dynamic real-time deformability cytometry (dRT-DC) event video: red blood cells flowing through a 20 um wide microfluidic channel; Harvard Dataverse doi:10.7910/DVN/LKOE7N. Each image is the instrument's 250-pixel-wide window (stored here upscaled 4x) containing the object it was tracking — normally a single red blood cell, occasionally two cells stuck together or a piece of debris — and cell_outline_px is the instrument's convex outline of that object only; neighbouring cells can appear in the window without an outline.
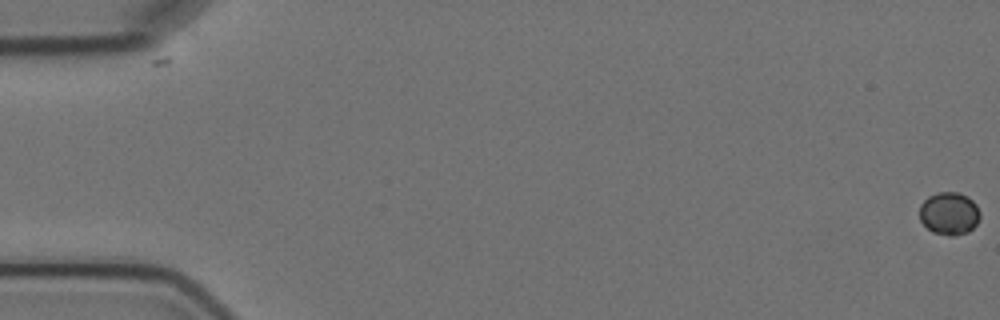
{"species": "Egyptian fruit bat (a non-hibernating species)", "species_latin": "Rousettus aegyptiacus", "temperature_condition": "cold", "stored_images_in_passage": 5, "camera_frame_rate_fps": 3000, "um_per_image_px": 0.085, "animal": {"sex": "female"}, "frame": {"image": 1, "passage_image": 1, "time_ms": 0.0, "image_size_px": [1000, 320], "cell_outline_px": [[980, 216], [976, 224], [968, 232], [952, 236], [948, 236], [932, 232], [920, 220], [920, 204], [928, 196], [940, 192], [956, 192], [968, 196], [976, 204], [980, 212]], "centroid_in_image_um": [80.68, 18.14], "position_along_channel_um": 4.3, "area_um2": 15.09}}